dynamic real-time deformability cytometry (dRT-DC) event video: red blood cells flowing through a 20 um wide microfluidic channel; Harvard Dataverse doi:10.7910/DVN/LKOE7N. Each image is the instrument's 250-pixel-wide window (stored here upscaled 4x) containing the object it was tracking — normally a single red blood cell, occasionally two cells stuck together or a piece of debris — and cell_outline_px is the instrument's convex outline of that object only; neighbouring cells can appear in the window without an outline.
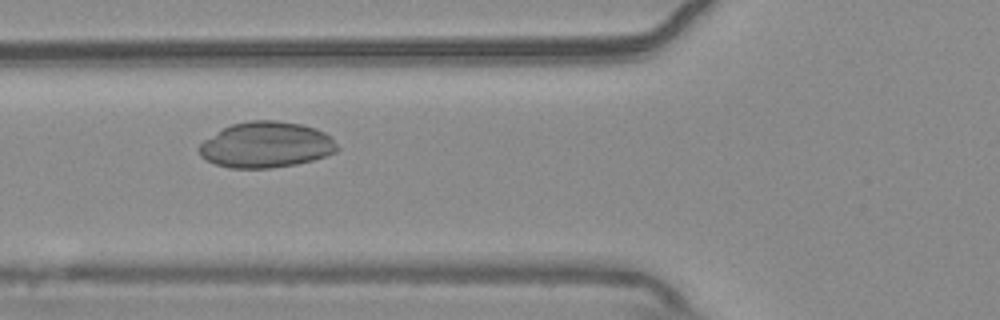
{"species": "common noctule bat (a hibernating species)", "species_latin": "Nyctalus noctula", "temperature_condition": "warm", "stored_images_in_passage": 55, "camera_frame_rate_fps": 3000, "um_per_image_px": 0.085, "animal": {"sex": "male", "body_mass_g": 20.4}, "frame": {"image": 1, "passage_image": 21, "time_ms": 6.667, "image_size_px": [1000, 320], "cell_outline_px": [[340, 148], [336, 152], [312, 160], [296, 164], [272, 168], [228, 168], [216, 164], [200, 156], [196, 148], [204, 140], [224, 128], [232, 124], [248, 120], [276, 120], [300, 124], [316, 128], [324, 132]], "centroid_in_image_um": [22.59, 12.31], "position_along_channel_um": 103.2, "area_um2": 36.82}}
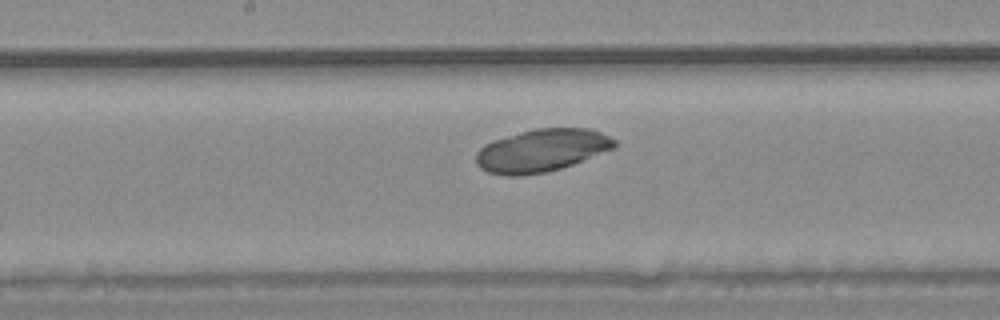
{"frame": {"image": 2, "passage_image": 29, "time_ms": 9.333, "image_size_px": [1000, 320], "cell_outline_px": [[616, 148], [572, 164], [548, 172], [520, 176], [504, 176], [488, 172], [480, 168], [476, 164], [476, 152], [484, 144], [492, 140], [520, 132], [536, 128], [592, 128], [616, 140]], "centroid_in_image_um": [46.03, 12.79], "position_along_channel_um": 202.2, "area_um2": 34.68}}
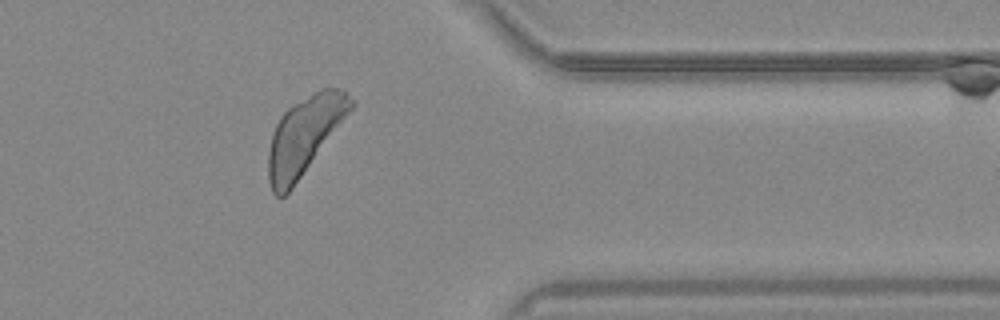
{"frame": {"image": 3, "passage_image": 45, "time_ms": 14.667, "image_size_px": [1000, 320], "cell_outline_px": [[356, 104], [292, 188], [284, 196], [276, 196], [272, 192], [268, 180], [268, 152], [272, 132], [280, 116], [292, 104], [320, 88], [336, 88], [344, 92], [356, 100]], "centroid_in_image_um": [25.86, 11.5], "position_along_channel_um": 385.5, "area_um2": 36.99}}